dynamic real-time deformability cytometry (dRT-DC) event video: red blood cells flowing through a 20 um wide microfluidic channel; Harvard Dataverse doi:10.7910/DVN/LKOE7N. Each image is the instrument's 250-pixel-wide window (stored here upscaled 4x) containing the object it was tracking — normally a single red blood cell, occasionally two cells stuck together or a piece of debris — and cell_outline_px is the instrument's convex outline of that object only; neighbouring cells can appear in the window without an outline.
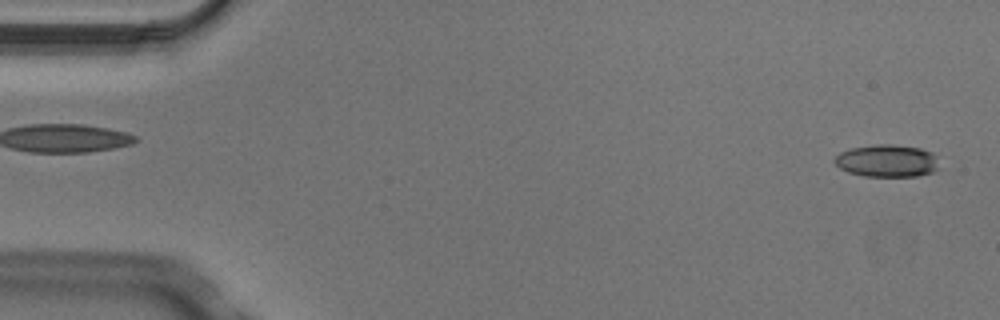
{"species": "Egyptian fruit bat (a non-hibernating species)", "species_latin": "Rousettus aegyptiacus", "temperature_condition": "cold", "stored_images_in_passage": 2, "camera_frame_rate_fps": 3000, "um_per_image_px": 0.085, "animal": {"sex": "male"}, "frame": {"image": 1, "passage_image": 2, "time_ms": 0.333, "image_size_px": [1000, 320], "cell_outline_px": [[936, 168], [932, 172], [916, 176], [864, 176], [848, 172], [840, 168], [832, 160], [840, 152], [852, 148], [876, 144], [892, 144], [920, 148], [932, 152], [936, 156]], "centroid_in_image_um": [75.36, 13.66], "position_along_channel_um": 9.6, "area_um2": 19.59}}